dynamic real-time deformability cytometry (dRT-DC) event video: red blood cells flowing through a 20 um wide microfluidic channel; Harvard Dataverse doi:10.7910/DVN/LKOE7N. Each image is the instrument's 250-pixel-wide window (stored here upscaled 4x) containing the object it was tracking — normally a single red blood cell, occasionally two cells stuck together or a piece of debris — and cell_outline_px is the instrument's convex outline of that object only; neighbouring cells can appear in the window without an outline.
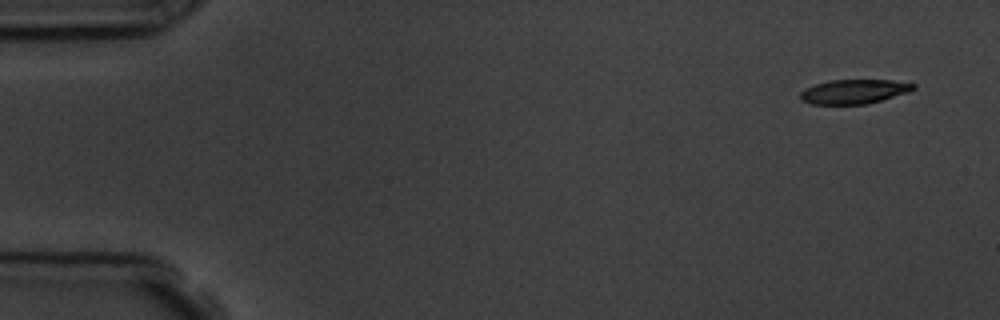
{"species": "common noctule bat (a hibernating species)", "species_latin": "Nyctalus noctula", "temperature_condition": "room temperature", "stored_images_in_passage": 3, "camera_frame_rate_fps": 3000, "um_per_image_px": 0.085, "animal": {"sex": "male", "body_mass_g": 19.5, "forearm_length_mm": 54.6}, "frame": {"image": 1, "passage_image": 1, "time_ms": 0.0, "image_size_px": [1000, 320], "cell_outline_px": [[916, 88], [908, 92], [868, 104], [812, 104], [800, 100], [800, 92], [804, 88], [828, 80], [892, 80], [916, 84]], "centroid_in_image_um": [72.57, 7.78], "position_along_channel_um": 12.4, "area_um2": 16.07}}